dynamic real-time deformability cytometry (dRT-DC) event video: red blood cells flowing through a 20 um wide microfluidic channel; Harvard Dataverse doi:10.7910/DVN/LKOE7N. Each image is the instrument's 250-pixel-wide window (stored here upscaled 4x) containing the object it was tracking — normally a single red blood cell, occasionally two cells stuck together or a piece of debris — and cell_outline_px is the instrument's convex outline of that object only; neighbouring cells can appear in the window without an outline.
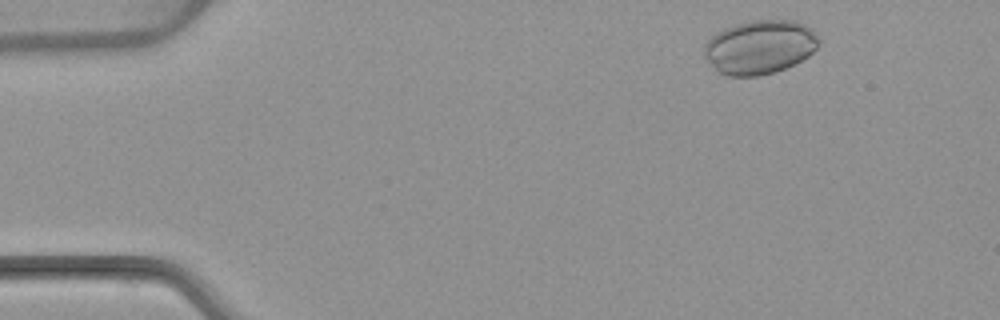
{"species": "common noctule bat (a hibernating species)", "species_latin": "Nyctalus noctula", "temperature_condition": "warm", "stored_images_in_passage": 4, "camera_frame_rate_fps": 3000, "um_per_image_px": 0.085, "animal": {"sex": "female", "body_mass_g": 22.7, "forearm_length_mm": 54.2}, "frame": {"image": 1, "passage_image": 1, "time_ms": 0.0, "image_size_px": [1000, 320], "cell_outline_px": [[820, 40], [816, 48], [808, 56], [776, 72], [760, 76], [728, 76], [720, 72], [708, 64], [704, 56], [704, 44], [716, 32], [724, 28], [736, 24], [752, 20], [796, 20], [812, 28]], "centroid_in_image_um": [64.56, 3.99], "position_along_channel_um": 20.4, "area_um2": 36.18}}